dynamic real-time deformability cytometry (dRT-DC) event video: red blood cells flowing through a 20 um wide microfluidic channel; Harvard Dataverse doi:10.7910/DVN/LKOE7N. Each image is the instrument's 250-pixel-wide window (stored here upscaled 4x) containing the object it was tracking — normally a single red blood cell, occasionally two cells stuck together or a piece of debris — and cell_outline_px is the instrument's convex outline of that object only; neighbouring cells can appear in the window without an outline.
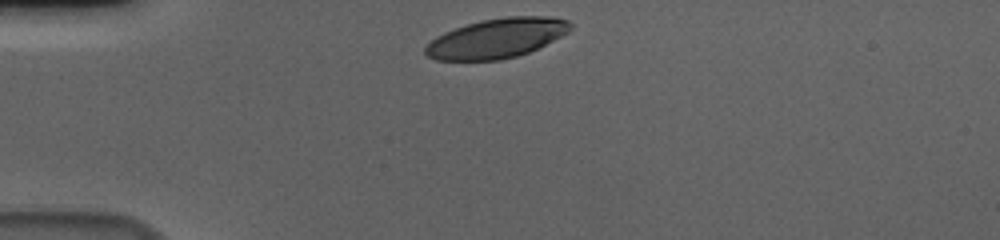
{"species": "human", "species_latin": "Homo sapiens", "temperature_condition": "cold", "stored_images_in_passage": 33, "camera_frame_rate_fps": 3000, "um_per_image_px": 0.085, "donor": {"sex": "male"}, "frame": {"image": 1, "passage_image": 1, "time_ms": 0.0, "image_size_px": [1000, 240], "cell_outline_px": [[572, 28], [568, 32], [528, 52], [516, 56], [500, 60], [436, 60], [428, 56], [424, 52], [424, 48], [436, 36], [444, 32], [480, 20], [504, 16], [556, 16], [568, 20], [572, 24]], "centroid_in_image_um": [42.23, 3.23], "position_along_channel_um": 42.8, "area_um2": 33.35}}
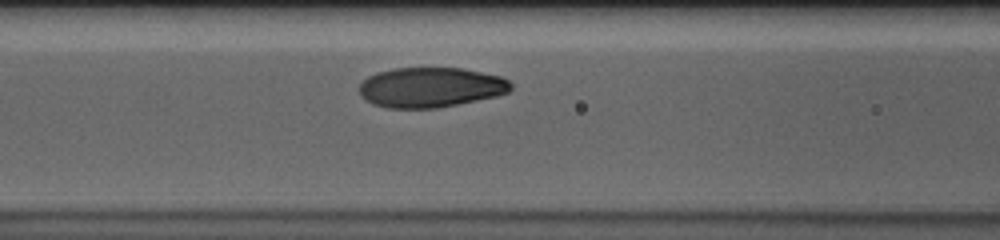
{"frame": {"image": 2, "passage_image": 11, "time_ms": 3.333, "image_size_px": [1000, 240], "cell_outline_px": [[512, 88], [508, 92], [496, 96], [436, 108], [388, 108], [372, 104], [360, 96], [360, 84], [368, 76], [376, 72], [392, 68], [460, 68], [500, 76], [508, 80], [512, 84]], "centroid_in_image_um": [36.57, 7.42], "position_along_channel_um": 130.0, "area_um2": 35.26}}
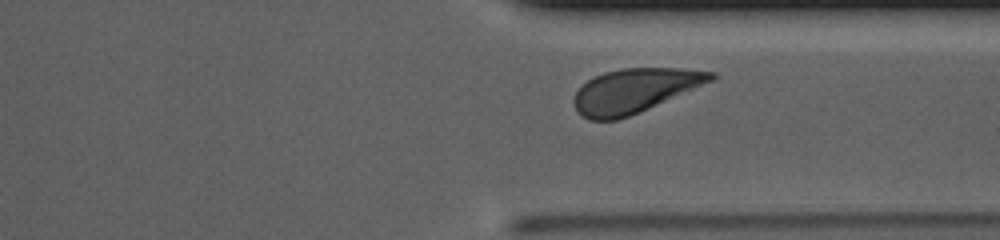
{"frame": {"image": 3, "passage_image": 30, "time_ms": 9.667, "image_size_px": [1000, 240], "cell_outline_px": [[716, 76], [712, 80], [648, 108], [628, 116], [616, 120], [588, 120], [576, 108], [572, 100], [576, 92], [588, 80], [604, 72], [620, 68], [680, 68], [716, 72]], "centroid_in_image_um": [53.91, 7.69], "position_along_channel_um": 357.5, "area_um2": 34.51}, "authors_computed_cell_mechanics": {"area_um2": 36.0672, "velocity_mm_per_s": 3.598, "shape_relaxation_time_tau1_ms": 4.2151, "shape_relaxation_time_tau2_ms": null, "deformation_change_tau1": 0.1876, "deformation_change_tau2": null}}